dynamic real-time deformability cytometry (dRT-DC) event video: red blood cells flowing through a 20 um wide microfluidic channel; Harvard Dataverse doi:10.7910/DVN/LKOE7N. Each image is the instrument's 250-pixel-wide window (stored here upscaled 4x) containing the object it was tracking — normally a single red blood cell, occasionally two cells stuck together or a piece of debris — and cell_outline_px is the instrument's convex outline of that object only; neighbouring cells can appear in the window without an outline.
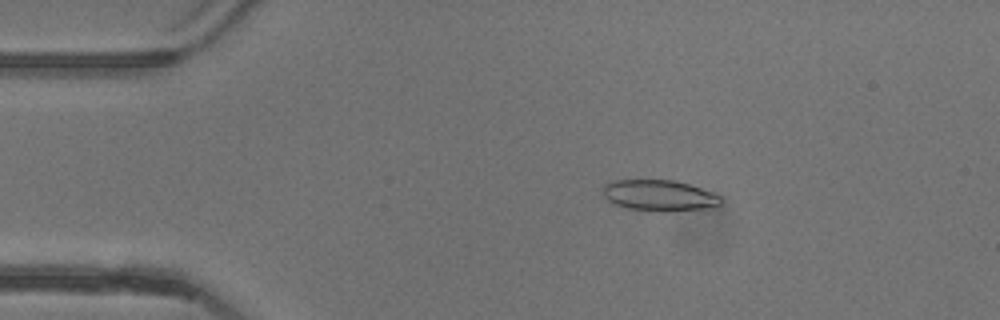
{"species": "common noctule bat (a hibernating species)", "species_latin": "Nyctalus noctula", "temperature_condition": "warm", "stored_images_in_passage": 52, "camera_frame_rate_fps": 3000, "um_per_image_px": 0.085, "animal": {"sex": "female"}, "frame": {"image": 1, "passage_image": 9, "time_ms": 2.667, "image_size_px": [1000, 320], "cell_outline_px": [[724, 200], [720, 204], [700, 208], [664, 212], [628, 208], [612, 204], [604, 196], [604, 184], [616, 180], [672, 180], [688, 184], [712, 192], [720, 196]], "centroid_in_image_um": [56.01, 16.61], "position_along_channel_um": 29.0, "area_um2": 21.04}}
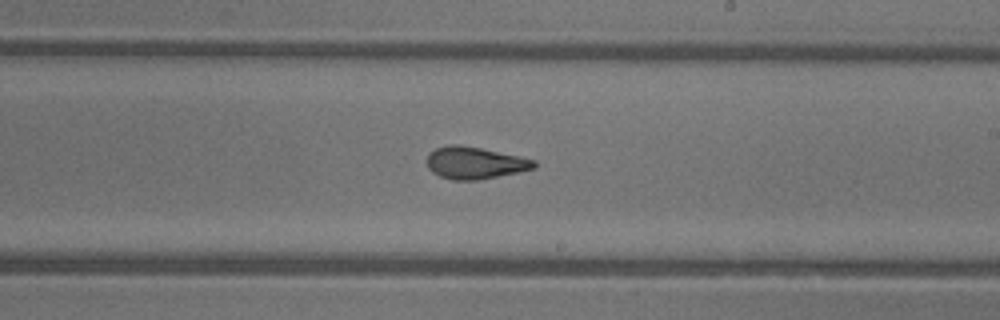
{"frame": {"image": 2, "passage_image": 30, "time_ms": 9.667, "image_size_px": [1000, 320], "cell_outline_px": [[536, 168], [476, 180], [452, 180], [440, 176], [432, 172], [428, 168], [428, 152], [436, 148], [448, 144], [460, 144], [520, 156], [536, 160]], "centroid_in_image_um": [40.34, 13.83], "position_along_channel_um": 248.7, "area_um2": 19.94}}
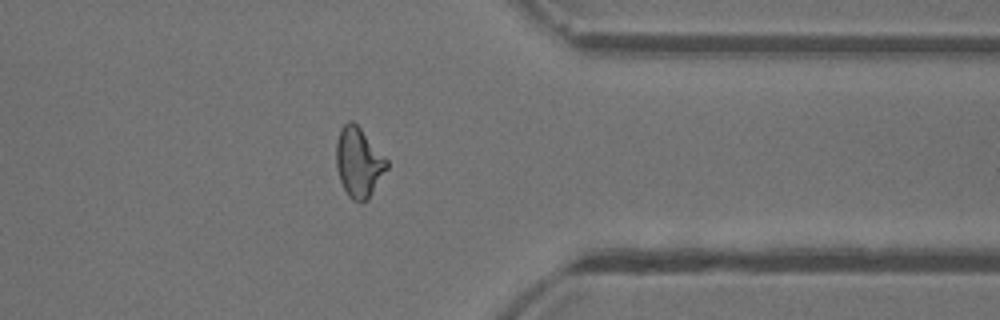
{"frame": {"image": 3, "passage_image": 41, "time_ms": 13.333, "image_size_px": [1000, 320], "cell_outline_px": [[388, 168], [368, 200], [360, 204], [352, 200], [348, 196], [340, 180], [336, 164], [336, 144], [340, 128], [348, 120], [352, 120], [360, 128], [388, 160]], "centroid_in_image_um": [30.49, 13.83], "position_along_channel_um": 380.9, "area_um2": 20.63}, "authors_computed_cell_mechanics": {"area_um2": 20.6346, "velocity_mm_per_s": 3.9139, "shape_relaxation_time_tau1_ms": 8.7141, "shape_relaxation_time_tau2_ms": 1.6024, "deformation_change_tau1": 0.2424, "deformation_change_tau2": 0.0946}}